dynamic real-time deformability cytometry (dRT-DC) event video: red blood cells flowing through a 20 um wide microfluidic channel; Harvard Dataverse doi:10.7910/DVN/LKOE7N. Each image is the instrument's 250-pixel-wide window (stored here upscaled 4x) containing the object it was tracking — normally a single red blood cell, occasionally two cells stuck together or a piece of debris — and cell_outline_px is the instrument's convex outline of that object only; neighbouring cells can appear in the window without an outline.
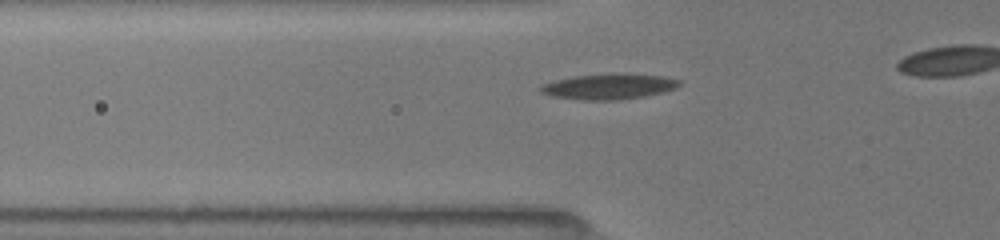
{"species": "common noctule bat (a hibernating species)", "species_latin": "Nyctalus noctula", "temperature_condition": "room temperature", "stored_images_in_passage": 8, "camera_frame_rate_fps": 3000, "um_per_image_px": 0.085, "animal": {"sex": "female", "body_mass_g": 19.5, "forearm_length_mm": 54.1}, "frame": {"image": 1, "passage_image": 6, "time_ms": 1.667, "image_size_px": [1000, 240], "cell_outline_px": [[680, 84], [676, 88], [664, 92], [644, 96], [616, 100], [584, 100], [552, 96], [540, 92], [540, 88], [544, 84], [556, 80], [576, 76], [660, 76], [680, 80]], "centroid_in_image_um": [51.73, 7.41], "position_along_channel_um": 74.1, "area_um2": 19.36}}